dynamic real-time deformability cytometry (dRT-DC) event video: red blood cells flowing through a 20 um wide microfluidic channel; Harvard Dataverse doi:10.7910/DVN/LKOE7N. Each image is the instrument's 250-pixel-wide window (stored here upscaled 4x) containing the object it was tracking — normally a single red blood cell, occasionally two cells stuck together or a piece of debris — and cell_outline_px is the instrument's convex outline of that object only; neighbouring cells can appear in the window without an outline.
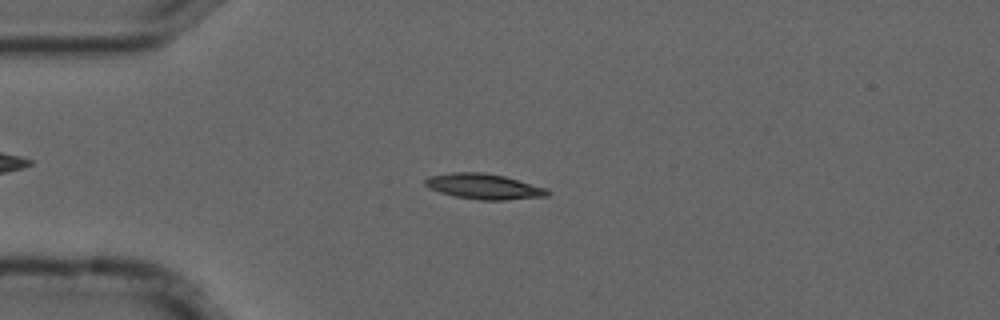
{"species": "common noctule bat (a hibernating species)", "species_latin": "Nyctalus noctula", "temperature_condition": "cold", "stored_images_in_passage": 54, "camera_frame_rate_fps": 3000, "um_per_image_px": 0.085, "animal": {"sex": "male", "forearm_length_mm": 52.5}, "frame": {"image": 1, "passage_image": 12, "time_ms": 3.667, "image_size_px": [1000, 320], "cell_outline_px": [[552, 192], [548, 196], [504, 200], [480, 200], [456, 196], [440, 192], [428, 188], [424, 184], [424, 180], [428, 176], [452, 172], [480, 172], [504, 176], [544, 188]], "centroid_in_image_um": [41.09, 15.85], "position_along_channel_um": 43.9, "area_um2": 17.98}}
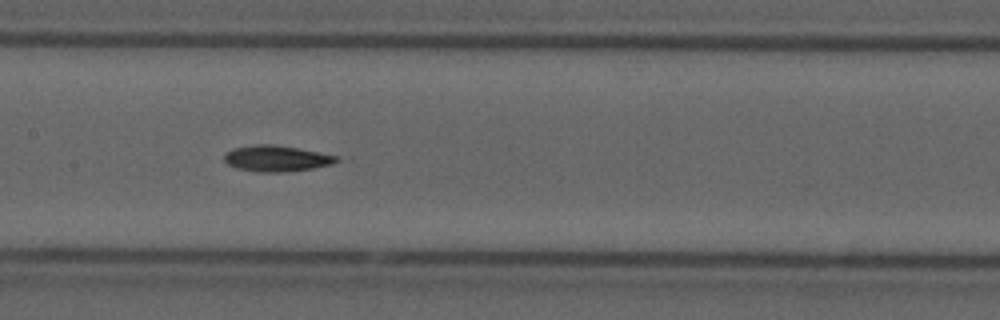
{"frame": {"image": 2, "passage_image": 25, "time_ms": 8.0, "image_size_px": [1000, 320], "cell_outline_px": [[340, 160], [332, 164], [312, 168], [288, 172], [256, 172], [236, 168], [228, 164], [224, 160], [224, 156], [232, 148], [256, 144], [272, 144], [296, 148], [336, 156]], "centroid_in_image_um": [23.46, 13.48], "position_along_channel_um": 183.9, "area_um2": 16.88}}
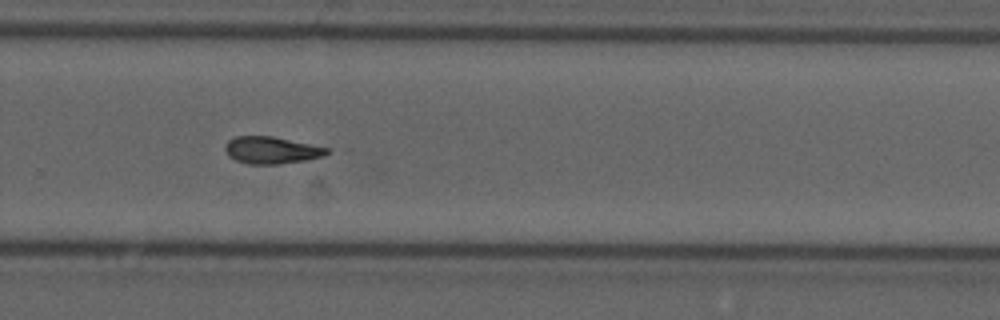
{"frame": {"image": 3, "passage_image": 35, "time_ms": 11.333, "image_size_px": [1000, 320], "cell_outline_px": [[332, 152], [324, 156], [308, 160], [280, 164], [248, 164], [236, 160], [228, 156], [224, 148], [224, 144], [228, 140], [236, 136], [272, 136], [328, 148]], "centroid_in_image_um": [23.07, 12.77], "position_along_channel_um": 306.7, "area_um2": 16.18}, "authors_computed_cell_mechanics": {"area_um2": 16.4152, "velocity_mm_per_s": 3.7024, "shape_relaxation_time_tau1_ms": 7.6082, "shape_relaxation_time_tau2_ms": null, "deformation_change_tau1": 0.1828, "deformation_change_tau2": null}}